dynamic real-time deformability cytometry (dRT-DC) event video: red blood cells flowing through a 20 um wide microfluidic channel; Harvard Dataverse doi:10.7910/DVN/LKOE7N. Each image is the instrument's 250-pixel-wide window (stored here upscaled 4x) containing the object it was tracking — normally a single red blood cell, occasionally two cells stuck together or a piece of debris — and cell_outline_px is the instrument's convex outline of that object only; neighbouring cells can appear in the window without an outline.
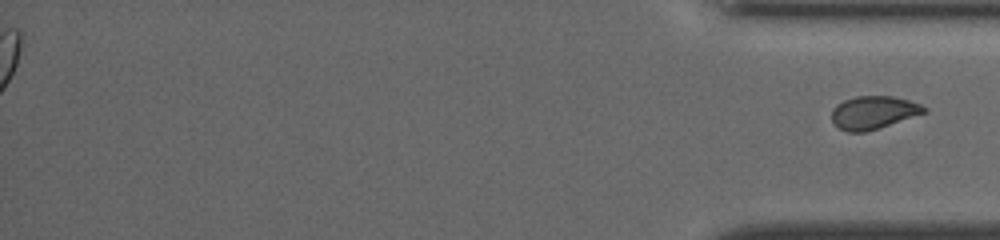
{"species": "common noctule bat (a hibernating species)", "species_latin": "Nyctalus noctula", "temperature_condition": "cold", "stored_images_in_passage": 44, "segment_of_instrument_passage": [2, 2], "camera_frame_rate_fps": 3000, "um_per_image_px": 0.085, "animal": {"sex": "female", "body_mass_g": 19.5, "forearm_length_mm": 54.1}, "frame": {"image": 1, "passage_image": 44, "time_ms": 14.333, "image_size_px": [1000, 240], "cell_outline_px": [[928, 112], [864, 132], [848, 132], [840, 128], [832, 120], [832, 108], [836, 104], [844, 100], [856, 96], [892, 96], [908, 100], [920, 104], [928, 108]], "centroid_in_image_um": [74.25, 9.55], "position_along_channel_um": 361.0, "area_um2": 17.63}}